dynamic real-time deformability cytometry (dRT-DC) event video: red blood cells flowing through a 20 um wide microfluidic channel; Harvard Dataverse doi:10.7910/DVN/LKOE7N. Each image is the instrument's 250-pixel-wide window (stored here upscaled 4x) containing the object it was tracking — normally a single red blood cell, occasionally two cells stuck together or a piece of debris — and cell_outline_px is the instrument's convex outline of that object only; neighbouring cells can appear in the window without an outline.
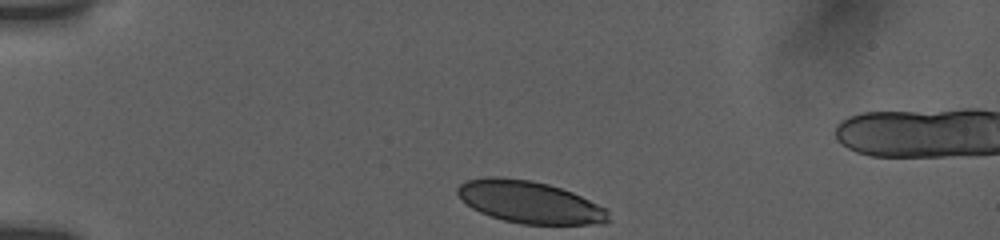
{"species": "human", "species_latin": "Homo sapiens", "temperature_condition": "room temperature", "stored_images_in_passage": 6, "camera_frame_rate_fps": 3000, "um_per_image_px": 0.085, "donor": {"sex": "female"}, "frame": {"image": 1, "passage_image": 1, "time_ms": 0.0, "image_size_px": [1000, 240], "cell_outline_px": [[612, 220], [604, 224], [520, 224], [504, 220], [480, 212], [472, 208], [456, 192], [456, 188], [464, 180], [492, 176], [500, 176], [532, 180], [548, 184], [572, 192], [608, 208]], "centroid_in_image_um": [45.07, 17.17], "position_along_channel_um": 39.9, "area_um2": 37.34}}
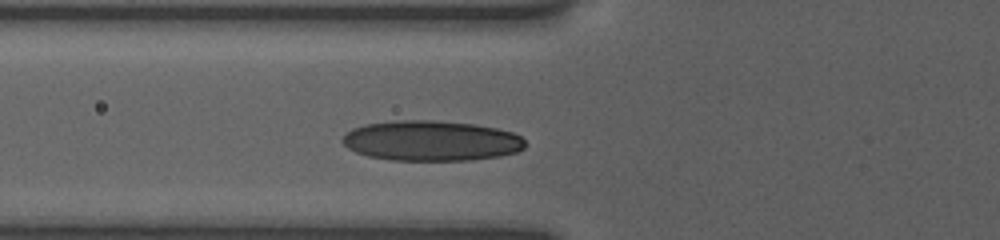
{"frame": {"image": 2, "passage_image": 6, "time_ms": 2.667, "image_size_px": [1000, 240], "cell_outline_px": [[524, 148], [516, 152], [500, 156], [472, 160], [392, 160], [368, 156], [356, 152], [348, 148], [340, 140], [352, 128], [364, 124], [396, 120], [432, 120], [476, 124], [496, 128], [512, 132], [520, 136], [524, 140]], "centroid_in_image_um": [36.64, 11.96], "position_along_channel_um": 89.2, "area_um2": 42.95}}